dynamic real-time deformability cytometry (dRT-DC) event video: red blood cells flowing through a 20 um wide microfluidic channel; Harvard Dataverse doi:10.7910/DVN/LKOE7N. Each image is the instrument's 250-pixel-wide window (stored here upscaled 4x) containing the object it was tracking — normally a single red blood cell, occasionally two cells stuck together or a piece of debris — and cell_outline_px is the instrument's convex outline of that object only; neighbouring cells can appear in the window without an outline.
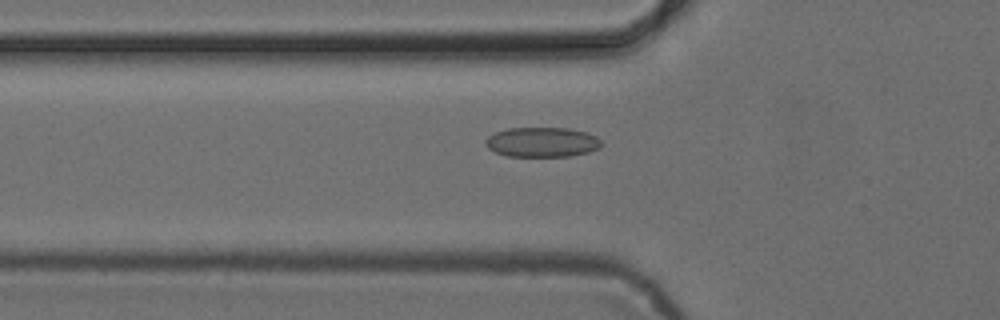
{"species": "common noctule bat (a hibernating species)", "species_latin": "Nyctalus noctula", "temperature_condition": "cold", "stored_images_in_passage": 54, "camera_frame_rate_fps": 3000, "um_per_image_px": 0.085, "animal": {"sex": "female", "body_mass_g": 24.6, "forearm_length_mm": 56.2}, "frame": {"image": 1, "passage_image": 19, "time_ms": 6.0, "image_size_px": [1000, 320], "cell_outline_px": [[600, 148], [588, 152], [572, 156], [508, 156], [496, 152], [488, 148], [484, 144], [484, 140], [488, 136], [496, 132], [508, 128], [568, 128], [588, 132], [596, 136], [600, 140]], "centroid_in_image_um": [46.07, 12.08], "position_along_channel_um": 79.7, "area_um2": 20.17}}
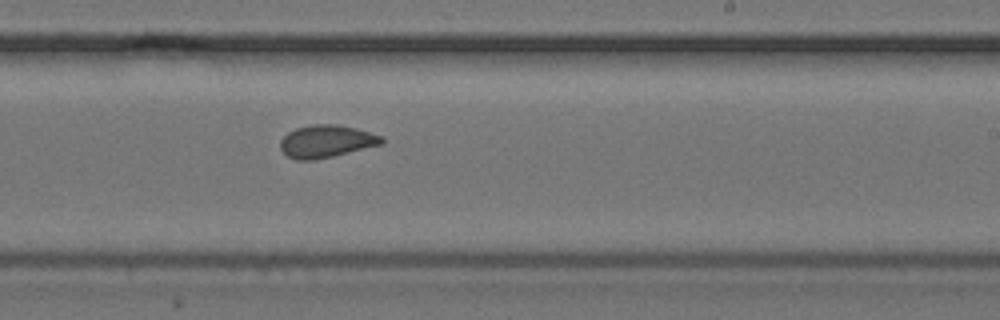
{"frame": {"image": 2, "passage_image": 33, "time_ms": 10.667, "image_size_px": [1000, 320], "cell_outline_px": [[384, 144], [316, 160], [296, 160], [288, 156], [280, 148], [280, 140], [288, 132], [296, 128], [312, 124], [336, 124], [356, 128], [384, 136]], "centroid_in_image_um": [27.77, 12.01], "position_along_channel_um": 261.2, "area_um2": 19.36}}
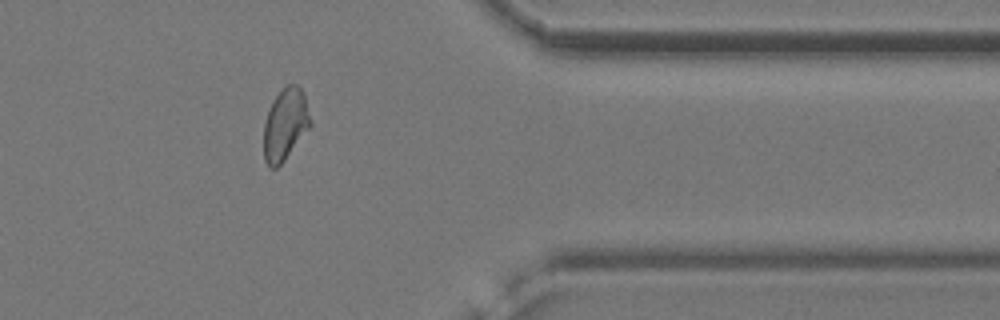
{"frame": {"image": 3, "passage_image": 44, "time_ms": 14.333, "image_size_px": [1000, 320], "cell_outline_px": [[312, 124], [284, 160], [276, 168], [268, 168], [264, 160], [264, 124], [268, 108], [272, 100], [288, 84], [296, 84], [300, 88], [304, 96], [312, 120]], "centroid_in_image_um": [24.23, 10.59], "position_along_channel_um": 387.2, "area_um2": 19.42}, "authors_computed_cell_mechanics": {"area_um2": 19.4208, "velocity_mm_per_s": 3.8782, "shape_relaxation_time_tau1_ms": null, "shape_relaxation_time_tau2_ms": 1.6726, "deformation_change_tau1": null, "deformation_change_tau2": 0.0752}}